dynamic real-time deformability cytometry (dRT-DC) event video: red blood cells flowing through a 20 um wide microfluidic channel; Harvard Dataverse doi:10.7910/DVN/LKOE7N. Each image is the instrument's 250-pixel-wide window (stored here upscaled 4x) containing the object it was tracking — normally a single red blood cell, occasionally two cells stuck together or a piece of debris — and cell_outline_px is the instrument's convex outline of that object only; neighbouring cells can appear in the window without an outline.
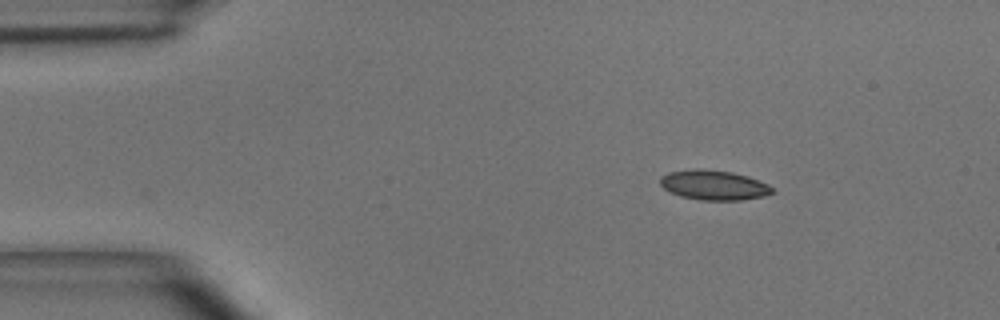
{"species": "common noctule bat (a hibernating species)", "species_latin": "Nyctalus noctula", "temperature_condition": "room temperature", "stored_images_in_passage": 35, "camera_frame_rate_fps": 3000, "um_per_image_px": 0.085, "animal": {"sex": "male", "body_mass_g": 15.6}, "frame": {"image": 1, "passage_image": 1, "time_ms": 0.0, "image_size_px": [1000, 320], "cell_outline_px": [[776, 192], [764, 196], [740, 200], [700, 200], [680, 196], [664, 188], [660, 184], [660, 176], [668, 172], [696, 168], [732, 172], [748, 176], [768, 184]], "centroid_in_image_um": [60.68, 15.73], "position_along_channel_um": 24.3, "area_um2": 19.48}}
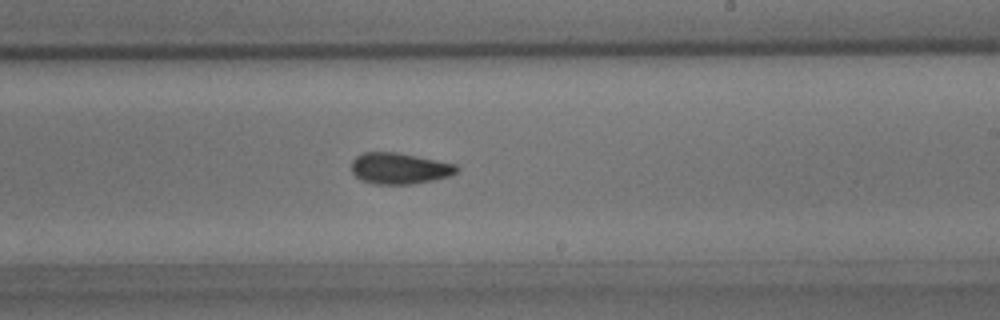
{"frame": {"image": 2, "passage_image": 23, "time_ms": 7.333, "image_size_px": [1000, 320], "cell_outline_px": [[460, 168], [452, 176], [412, 184], [372, 184], [360, 180], [352, 172], [352, 160], [356, 156], [364, 152], [396, 152], [456, 164]], "centroid_in_image_um": [33.95, 14.32], "position_along_channel_um": 255.1, "area_um2": 19.19}}
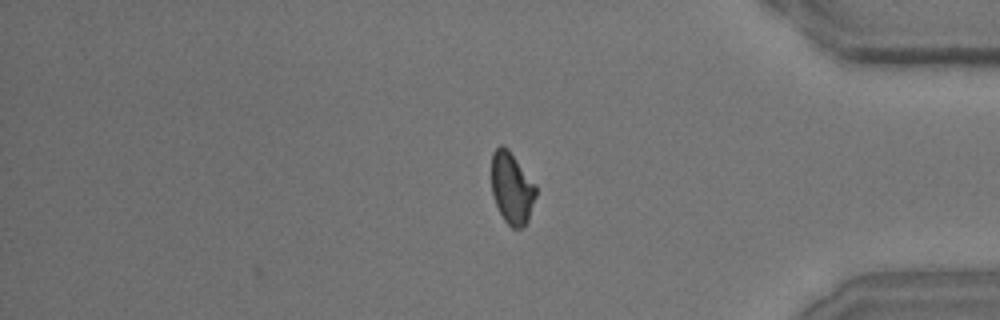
{"frame": {"image": 3, "passage_image": 35, "time_ms": 11.333, "image_size_px": [1000, 320], "cell_outline_px": [[536, 196], [528, 220], [520, 228], [512, 228], [504, 220], [492, 196], [492, 152], [500, 144], [504, 144], [508, 148], [536, 184]], "centroid_in_image_um": [43.5, 15.95], "position_along_channel_um": 391.7, "area_um2": 18.61}, "authors_computed_cell_mechanics": {"area_um2": 19.363, "velocity_mm_per_s": 4.026, "shape_relaxation_time_tau1_ms": 6.096, "shape_relaxation_time_tau2_ms": 1.4819, "deformation_change_tau1": 0.1684, "deformation_change_tau2": 0.0761}}